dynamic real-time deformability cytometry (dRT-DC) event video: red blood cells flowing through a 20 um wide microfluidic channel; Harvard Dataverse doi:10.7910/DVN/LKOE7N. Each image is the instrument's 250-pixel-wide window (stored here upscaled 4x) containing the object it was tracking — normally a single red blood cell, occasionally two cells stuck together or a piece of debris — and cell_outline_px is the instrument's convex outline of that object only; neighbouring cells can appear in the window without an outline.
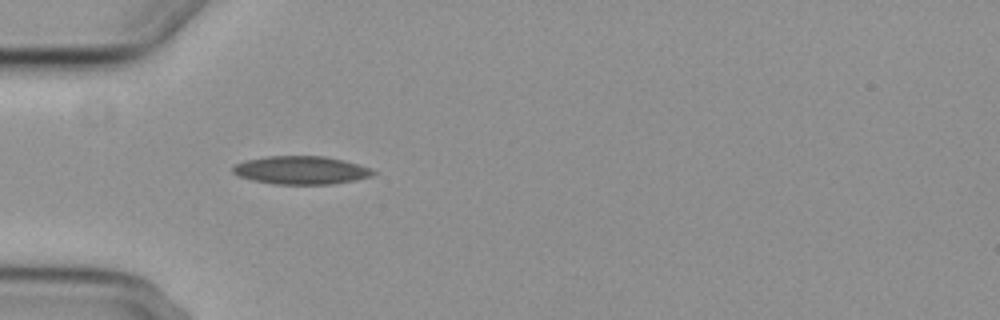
{"species": "common noctule bat (a hibernating species)", "species_latin": "Nyctalus noctula", "temperature_condition": "cold", "stored_images_in_passage": 4, "camera_frame_rate_fps": 3000, "um_per_image_px": 0.085, "animal": {"sex": "female", "body_mass_g": 29.2, "forearm_length_mm": 56.3}, "frame": {"image": 1, "passage_image": 4, "time_ms": 3.667, "image_size_px": [1000, 320], "cell_outline_px": [[376, 172], [372, 176], [356, 180], [332, 184], [272, 184], [252, 180], [240, 176], [232, 172], [232, 168], [236, 164], [244, 160], [268, 156], [324, 156], [344, 160], [372, 168]], "centroid_in_image_um": [25.61, 14.46], "position_along_channel_um": 59.4, "area_um2": 23.12}}